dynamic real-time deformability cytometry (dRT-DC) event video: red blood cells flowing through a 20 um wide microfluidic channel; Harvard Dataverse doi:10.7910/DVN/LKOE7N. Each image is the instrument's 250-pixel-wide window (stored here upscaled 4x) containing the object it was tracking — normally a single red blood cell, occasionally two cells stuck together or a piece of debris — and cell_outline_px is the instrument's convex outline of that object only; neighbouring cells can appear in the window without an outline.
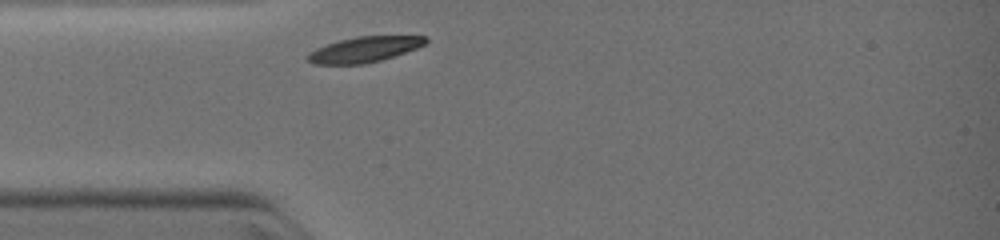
{"species": "common noctule bat (a hibernating species)", "species_latin": "Nyctalus noctula", "temperature_condition": "warm", "stored_images_in_passage": 1, "camera_frame_rate_fps": 3000, "um_per_image_px": 0.085, "animal": {"sex": "female", "body_mass_g": 19.0, "forearm_length_mm": 51.5}, "frame": {"image": 1, "passage_image": 1, "time_ms": 0.0, "image_size_px": [1000, 240], "cell_outline_px": [[428, 40], [424, 44], [416, 48], [380, 60], [364, 64], [312, 64], [304, 56], [316, 48], [340, 40], [356, 36], [424, 36]], "centroid_in_image_um": [30.91, 4.2], "position_along_channel_um": 54.1, "area_um2": 17.28}}